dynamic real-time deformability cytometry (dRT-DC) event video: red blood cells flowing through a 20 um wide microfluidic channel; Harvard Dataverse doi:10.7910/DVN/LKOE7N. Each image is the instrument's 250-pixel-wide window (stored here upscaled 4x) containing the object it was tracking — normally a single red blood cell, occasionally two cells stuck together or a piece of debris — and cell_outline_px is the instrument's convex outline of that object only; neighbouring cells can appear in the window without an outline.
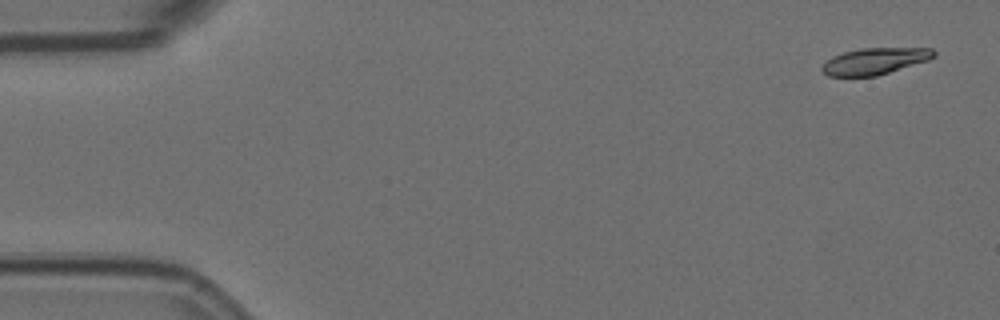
{"species": "Egyptian fruit bat (a non-hibernating species)", "species_latin": "Rousettus aegyptiacus", "temperature_condition": "room temperature", "stored_images_in_passage": 6, "camera_frame_rate_fps": 3000, "um_per_image_px": 0.085, "animal": {"sex": "female"}, "frame": {"image": 1, "passage_image": 1, "time_ms": 0.0, "image_size_px": [1000, 320], "cell_outline_px": [[936, 56], [928, 60], [876, 76], [828, 76], [820, 68], [832, 56], [844, 52], [860, 48], [932, 48], [936, 52]], "centroid_in_image_um": [74.37, 5.19], "position_along_channel_um": 10.6, "area_um2": 17.17}}
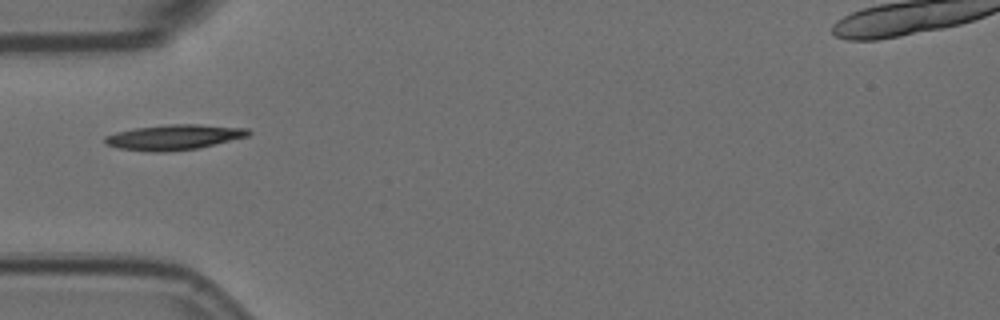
{"frame": {"image": 2, "passage_image": 5, "time_ms": 1.333, "image_size_px": [1000, 320], "cell_outline_px": [[252, 132], [248, 136], [196, 148], [164, 152], [148, 152], [120, 148], [108, 144], [104, 140], [104, 136], [116, 132], [136, 128], [168, 124], [200, 124], [248, 128]], "centroid_in_image_um": [14.8, 11.65], "position_along_channel_um": 70.2, "area_um2": 20.92}}
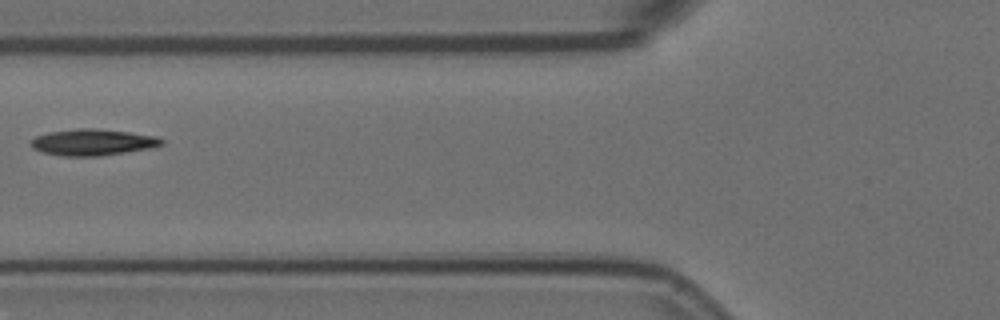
{"frame": {"image": 3, "passage_image": 6, "time_ms": 1.667, "image_size_px": [1000, 320], "cell_outline_px": [[164, 144], [152, 148], [100, 156], [60, 156], [44, 152], [32, 148], [32, 140], [36, 136], [48, 132], [80, 128], [96, 128], [128, 132], [156, 136], [164, 140]], "centroid_in_image_um": [7.91, 12.09], "position_along_channel_um": 117.9, "area_um2": 20.06}}